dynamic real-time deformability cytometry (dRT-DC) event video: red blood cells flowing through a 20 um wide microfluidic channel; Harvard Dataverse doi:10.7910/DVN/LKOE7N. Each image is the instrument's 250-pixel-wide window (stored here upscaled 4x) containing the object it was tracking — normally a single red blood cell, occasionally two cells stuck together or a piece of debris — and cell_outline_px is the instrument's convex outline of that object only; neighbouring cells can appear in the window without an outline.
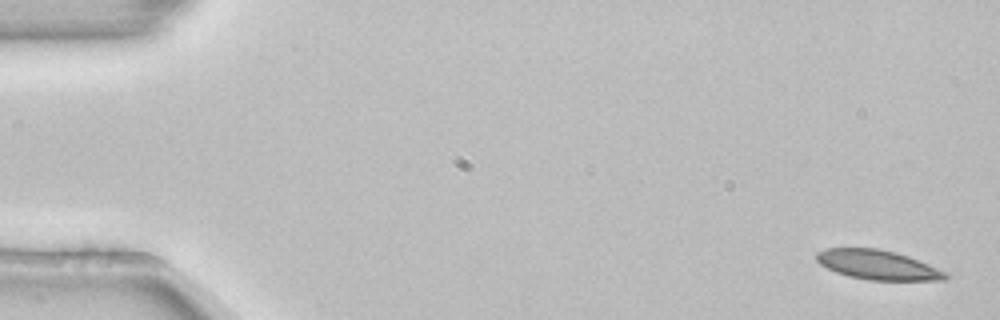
{"species": "common noctule bat (a hibernating species)", "species_latin": "Nyctalus noctula", "temperature_condition": "room temperature", "stored_images_in_passage": 6, "segment_of_instrument_passage": [2, 2], "camera_frame_rate_fps": 3000, "um_per_image_px": 0.085, "animal": {"sex": "female", "body_mass_g": 22.7, "forearm_length_mm": 54.2}, "frame": {"image": 1, "passage_image": 6, "time_ms": 1.667, "image_size_px": [1000, 320], "cell_outline_px": [[948, 280], [868, 280], [848, 276], [836, 272], [820, 264], [816, 260], [816, 252], [824, 248], [876, 248], [896, 252], [908, 256], [948, 272]], "centroid_in_image_um": [74.61, 22.51], "position_along_channel_um": 10.4, "area_um2": 22.25}}